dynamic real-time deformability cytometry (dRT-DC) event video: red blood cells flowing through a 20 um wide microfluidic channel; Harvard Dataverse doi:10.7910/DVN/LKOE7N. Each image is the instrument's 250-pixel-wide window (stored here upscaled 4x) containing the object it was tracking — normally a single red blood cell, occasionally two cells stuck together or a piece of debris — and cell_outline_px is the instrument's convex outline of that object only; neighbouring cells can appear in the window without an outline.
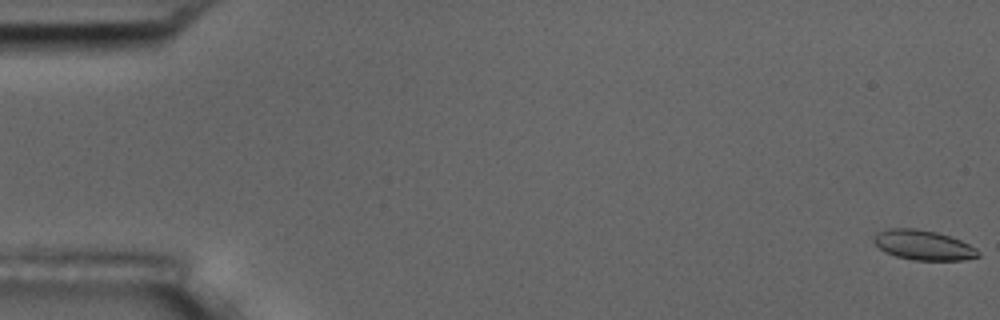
{"species": "common noctule bat (a hibernating species)", "species_latin": "Nyctalus noctula", "temperature_condition": "room temperature", "stored_images_in_passage": 3, "camera_frame_rate_fps": 3000, "um_per_image_px": 0.085, "animal": {"sex": "male", "body_mass_g": 17.5, "forearm_length_mm": 52.3}, "frame": {"image": 1, "passage_image": 1, "time_ms": 0.0, "image_size_px": [1000, 320], "cell_outline_px": [[980, 256], [964, 260], [912, 260], [896, 256], [884, 252], [872, 240], [880, 232], [888, 228], [916, 228], [936, 232], [960, 240], [976, 248], [980, 252]], "centroid_in_image_um": [78.5, 20.84], "position_along_channel_um": 6.5, "area_um2": 18.03}}